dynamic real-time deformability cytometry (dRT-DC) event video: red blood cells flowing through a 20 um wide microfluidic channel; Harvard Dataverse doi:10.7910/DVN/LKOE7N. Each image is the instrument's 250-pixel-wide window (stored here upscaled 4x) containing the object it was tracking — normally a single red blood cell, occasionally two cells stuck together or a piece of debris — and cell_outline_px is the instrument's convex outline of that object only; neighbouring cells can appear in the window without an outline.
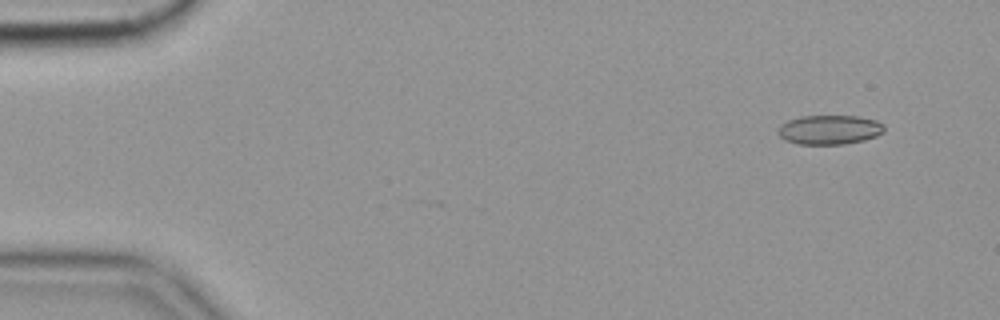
{"species": "common noctule bat (a hibernating species)", "species_latin": "Nyctalus noctula", "temperature_condition": "cold", "stored_images_in_passage": 55, "camera_frame_rate_fps": 3000, "um_per_image_px": 0.085, "animal": {"sex": "female", "body_mass_g": 19.9}, "frame": {"image": 1, "passage_image": 3, "time_ms": 0.667, "image_size_px": [1000, 320], "cell_outline_px": [[884, 132], [876, 136], [864, 140], [844, 144], [796, 144], [784, 140], [776, 132], [780, 124], [788, 120], [800, 116], [860, 116], [876, 120], [884, 124]], "centroid_in_image_um": [70.49, 11.02], "position_along_channel_um": 14.5, "area_um2": 18.38}}
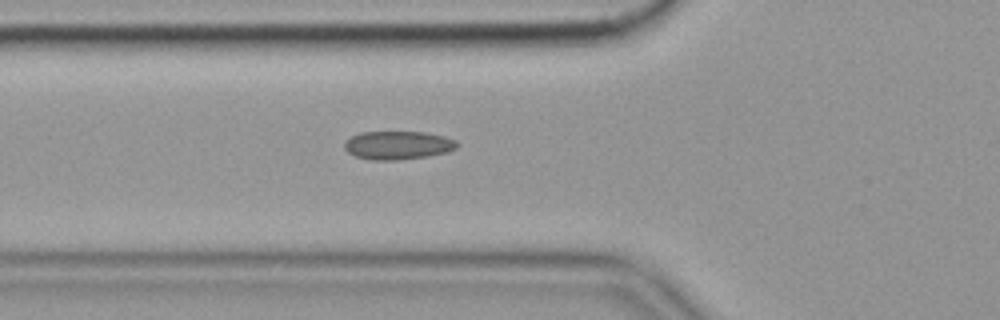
{"frame": {"image": 2, "passage_image": 19, "time_ms": 6.0, "image_size_px": [1000, 320], "cell_outline_px": [[460, 144], [456, 148], [448, 152], [428, 156], [396, 160], [372, 160], [356, 156], [348, 152], [344, 148], [344, 140], [348, 136], [360, 132], [424, 132], [444, 136], [456, 140]], "centroid_in_image_um": [33.8, 12.34], "position_along_channel_um": 92.0, "area_um2": 18.84}}
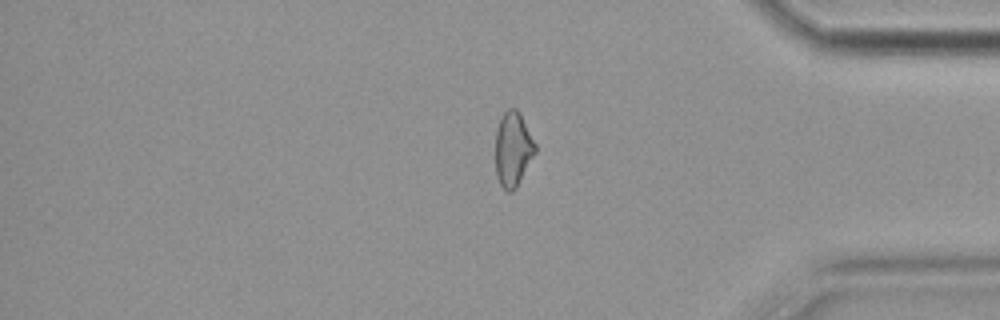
{"frame": {"image": 3, "passage_image": 46, "time_ms": 15.0, "image_size_px": [1000, 320], "cell_outline_px": [[536, 152], [516, 188], [512, 192], [508, 192], [500, 184], [496, 176], [496, 128], [500, 116], [508, 108], [516, 108], [520, 112], [536, 144]], "centroid_in_image_um": [43.6, 12.65], "position_along_channel_um": 391.6, "area_um2": 17.46}, "authors_computed_cell_mechanics": {"area_um2": 18.1492, "velocity_mm_per_s": 3.5555, "shape_relaxation_time_tau1_ms": null, "shape_relaxation_time_tau2_ms": 3.3514, "deformation_change_tau1": null, "deformation_change_tau2": 0.0793}}